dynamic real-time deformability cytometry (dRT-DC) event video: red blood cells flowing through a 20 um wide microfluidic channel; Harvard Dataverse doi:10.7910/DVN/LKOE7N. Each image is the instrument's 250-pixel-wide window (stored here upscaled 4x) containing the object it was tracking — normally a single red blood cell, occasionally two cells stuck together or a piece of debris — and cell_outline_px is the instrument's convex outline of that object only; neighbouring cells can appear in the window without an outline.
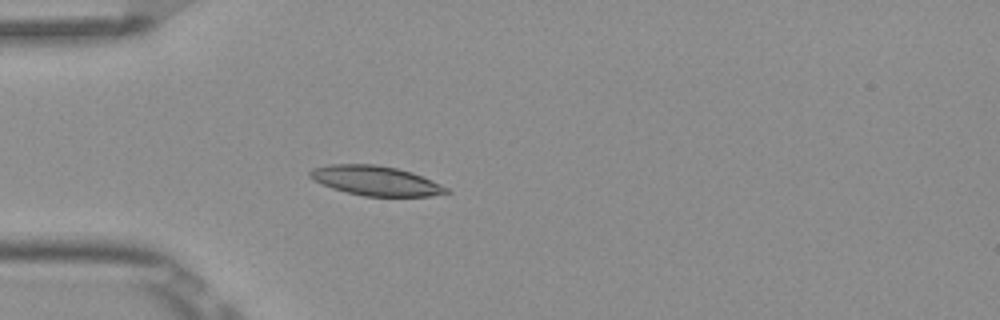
{"species": "Egyptian fruit bat (a non-hibernating species)", "species_latin": "Rousettus aegyptiacus", "temperature_condition": "room temperature", "stored_images_in_passage": 4, "camera_frame_rate_fps": 3000, "um_per_image_px": 0.085, "frame": {"image": 1, "passage_image": 4, "time_ms": 1.0, "image_size_px": [1000, 320], "cell_outline_px": [[452, 192], [432, 196], [364, 196], [332, 188], [312, 180], [308, 176], [308, 172], [312, 168], [328, 164], [376, 164], [396, 168], [412, 172], [432, 180], [448, 188]], "centroid_in_image_um": [31.92, 15.35], "position_along_channel_um": 53.1, "area_um2": 23.64}}